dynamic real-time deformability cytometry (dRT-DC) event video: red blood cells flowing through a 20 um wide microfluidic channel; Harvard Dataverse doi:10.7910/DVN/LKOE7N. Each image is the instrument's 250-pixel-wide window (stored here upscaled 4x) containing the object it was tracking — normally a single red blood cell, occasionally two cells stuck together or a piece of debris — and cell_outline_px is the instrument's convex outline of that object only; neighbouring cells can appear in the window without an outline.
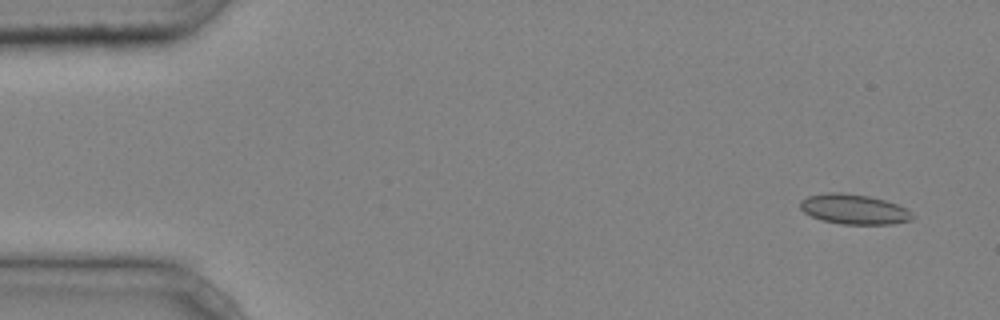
{"species": "common noctule bat (a hibernating species)", "species_latin": "Nyctalus noctula", "temperature_condition": "cold", "stored_images_in_passage": 45, "camera_frame_rate_fps": 3000, "um_per_image_px": 0.085, "animal": {"sex": "male", "body_mass_g": 20.4}, "frame": {"image": 1, "passage_image": 3, "time_ms": 0.667, "image_size_px": [1000, 320], "cell_outline_px": [[916, 216], [912, 220], [892, 224], [840, 224], [820, 220], [804, 212], [800, 208], [800, 200], [808, 196], [828, 192], [840, 192], [868, 196], [884, 200], [908, 208]], "centroid_in_image_um": [72.61, 17.79], "position_along_channel_um": 12.4, "area_um2": 19.77}}
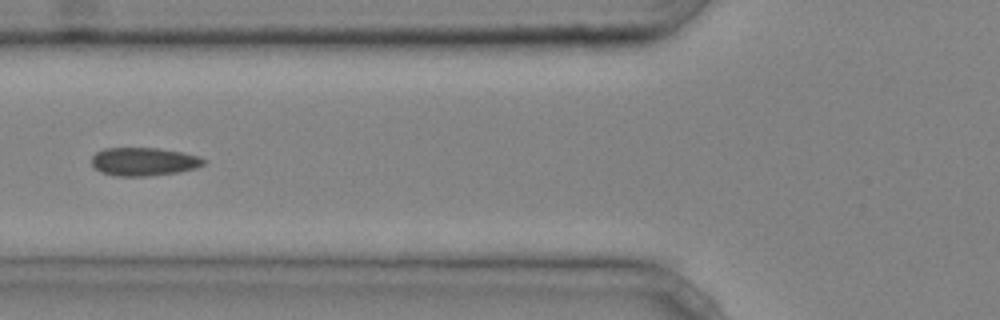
{"frame": {"image": 2, "passage_image": 18, "time_ms": 5.667, "image_size_px": [1000, 320], "cell_outline_px": [[208, 160], [204, 164], [196, 168], [180, 172], [148, 176], [116, 176], [100, 172], [92, 164], [92, 156], [96, 152], [104, 148], [156, 148], [184, 152], [200, 156]], "centroid_in_image_um": [12.26, 13.74], "position_along_channel_um": 113.5, "area_um2": 18.67}}
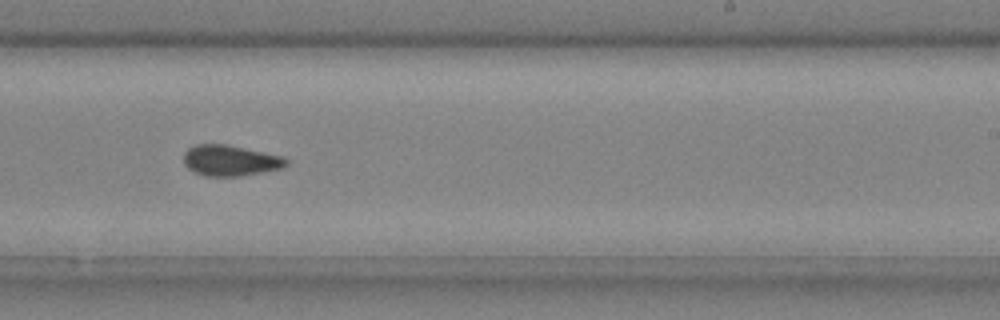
{"frame": {"image": 3, "passage_image": 29, "time_ms": 9.333, "image_size_px": [1000, 320], "cell_outline_px": [[288, 164], [284, 168], [240, 176], [204, 176], [188, 168], [184, 164], [184, 152], [188, 148], [196, 144], [224, 144], [284, 156], [288, 160]], "centroid_in_image_um": [19.59, 13.64], "position_along_channel_um": 269.4, "area_um2": 18.44}, "authors_computed_cell_mechanics": {"area_um2": 18.5538, "velocity_mm_per_s": 4.2511, "shape_relaxation_time_tau1_ms": 6.8641, "shape_relaxation_time_tau2_ms": 2.4972, "deformation_change_tau1": 0.1052, "deformation_change_tau2": 0.0405}}